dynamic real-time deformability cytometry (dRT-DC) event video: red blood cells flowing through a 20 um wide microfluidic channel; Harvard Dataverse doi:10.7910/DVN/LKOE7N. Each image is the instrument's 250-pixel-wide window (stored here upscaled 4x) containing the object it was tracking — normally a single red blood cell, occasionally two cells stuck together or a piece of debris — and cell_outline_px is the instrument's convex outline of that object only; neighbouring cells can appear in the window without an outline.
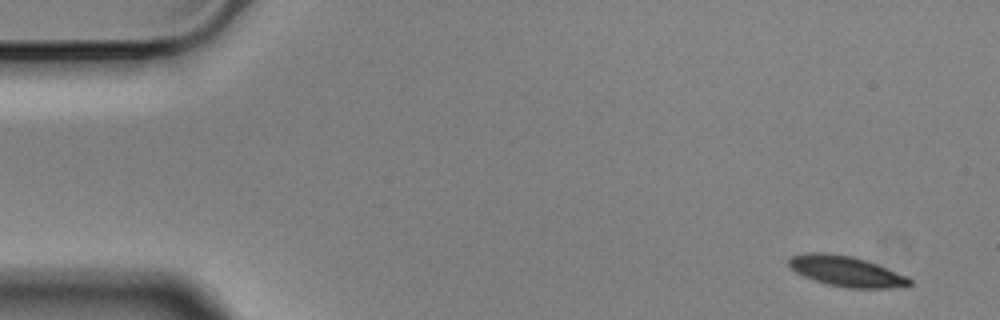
{"species": "Egyptian fruit bat (a non-hibernating species)", "species_latin": "Rousettus aegyptiacus", "temperature_condition": "cold", "stored_images_in_passage": 5, "camera_frame_rate_fps": 3000, "um_per_image_px": 0.085, "animal": {"sex": "male"}, "frame": {"image": 1, "passage_image": 1, "time_ms": 0.0, "image_size_px": [1000, 320], "cell_outline_px": [[912, 284], [888, 288], [848, 288], [828, 284], [804, 276], [796, 272], [788, 264], [788, 260], [792, 256], [808, 252], [824, 252], [852, 256], [876, 264], [908, 276], [912, 280]], "centroid_in_image_um": [71.93, 23.05], "position_along_channel_um": 13.1, "area_um2": 21.15}}
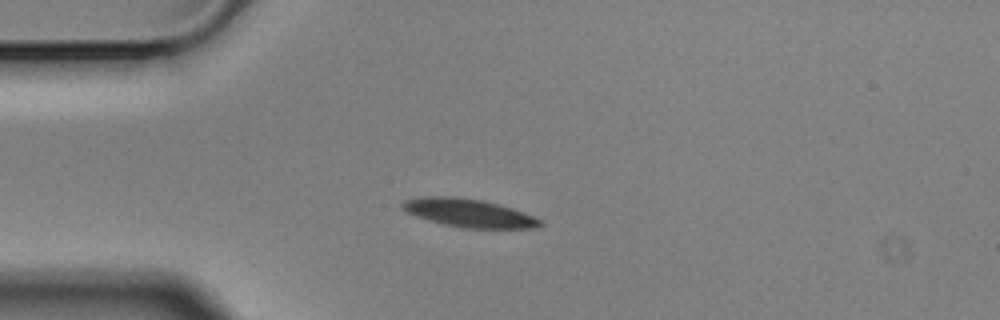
{"frame": {"image": 2, "passage_image": 4, "time_ms": 1.0, "image_size_px": [1000, 320], "cell_outline_px": [[544, 224], [536, 228], [464, 228], [444, 224], [428, 220], [416, 216], [400, 208], [400, 204], [404, 200], [424, 196], [456, 196], [484, 200], [512, 208], [532, 216], [540, 220]], "centroid_in_image_um": [39.81, 18.09], "position_along_channel_um": 45.2, "area_um2": 22.66}}